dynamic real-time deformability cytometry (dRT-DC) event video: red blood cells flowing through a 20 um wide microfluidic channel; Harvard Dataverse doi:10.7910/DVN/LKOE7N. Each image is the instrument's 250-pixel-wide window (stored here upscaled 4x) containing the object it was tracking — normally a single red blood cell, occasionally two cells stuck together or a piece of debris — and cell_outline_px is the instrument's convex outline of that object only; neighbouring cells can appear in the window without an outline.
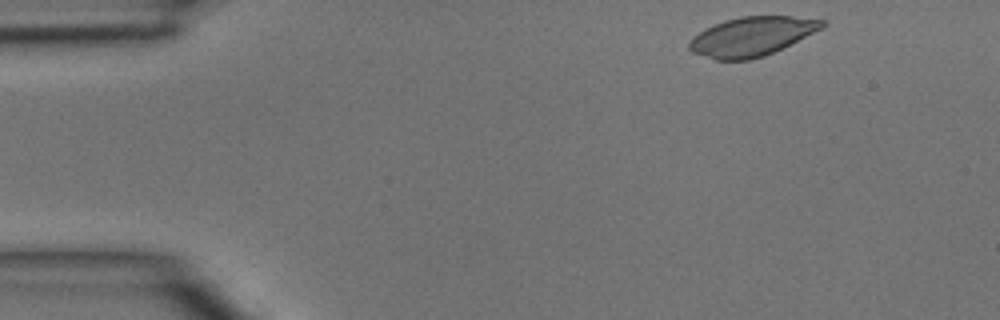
{"species": "common noctule bat (a hibernating species)", "species_latin": "Nyctalus noctula", "temperature_condition": "room temperature", "stored_images_in_passage": 40, "camera_frame_rate_fps": 3000, "um_per_image_px": 0.085, "animal": {"sex": "male", "body_mass_g": 15.6}, "frame": {"image": 1, "passage_image": 1, "time_ms": 0.0, "image_size_px": [1000, 320], "cell_outline_px": [[828, 24], [764, 56], [748, 60], [716, 60], [692, 52], [688, 48], [688, 44], [704, 28], [724, 20], [740, 16], [792, 16], [824, 20]], "centroid_in_image_um": [63.85, 3.09], "position_along_channel_um": 21.2, "area_um2": 29.71}}
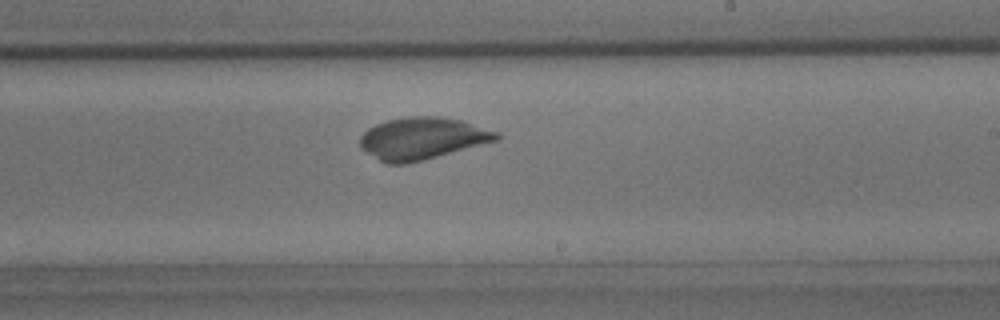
{"frame": {"image": 2, "passage_image": 22, "time_ms": 7.0, "image_size_px": [1000, 320], "cell_outline_px": [[504, 136], [500, 140], [408, 164], [388, 164], [380, 160], [360, 148], [360, 136], [368, 128], [376, 124], [388, 120], [408, 116], [440, 116], [460, 120], [500, 132]], "centroid_in_image_um": [35.94, 11.76], "position_along_channel_um": 253.1, "area_um2": 33.64}}
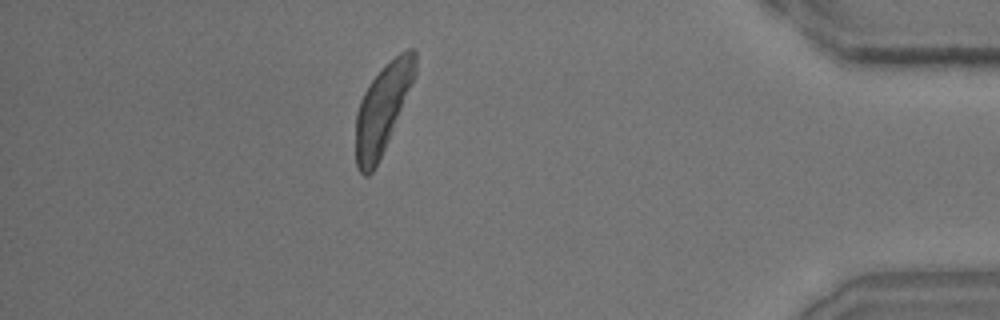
{"frame": {"image": 3, "passage_image": 35, "time_ms": 11.333, "image_size_px": [1000, 320], "cell_outline_px": [[416, 76], [388, 140], [372, 172], [368, 176], [364, 176], [356, 168], [356, 112], [360, 100], [368, 84], [400, 52], [408, 48], [416, 48]], "centroid_in_image_um": [32.52, 9.23], "position_along_channel_um": 402.7, "area_um2": 30.17}}